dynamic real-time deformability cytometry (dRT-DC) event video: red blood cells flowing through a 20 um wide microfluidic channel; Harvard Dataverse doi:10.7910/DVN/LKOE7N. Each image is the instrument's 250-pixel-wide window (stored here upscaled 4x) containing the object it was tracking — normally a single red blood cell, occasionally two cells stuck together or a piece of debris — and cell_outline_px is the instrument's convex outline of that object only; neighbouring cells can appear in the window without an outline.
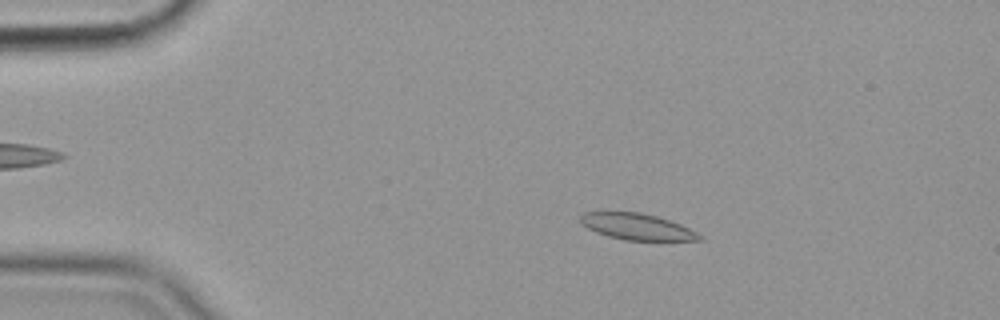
{"species": "common noctule bat (a hibernating species)", "species_latin": "Nyctalus noctula", "temperature_condition": "cold", "stored_images_in_passage": 56, "camera_frame_rate_fps": 3000, "um_per_image_px": 0.085, "animal": {"sex": "female", "body_mass_g": 19.9}, "frame": {"image": 1, "passage_image": 10, "time_ms": 3.0, "image_size_px": [1000, 320], "cell_outline_px": [[704, 240], [624, 240], [608, 236], [596, 232], [580, 224], [576, 216], [584, 212], [640, 212], [656, 216], [680, 224], [704, 236]], "centroid_in_image_um": [54.09, 19.26], "position_along_channel_um": 30.9, "area_um2": 18.32}}
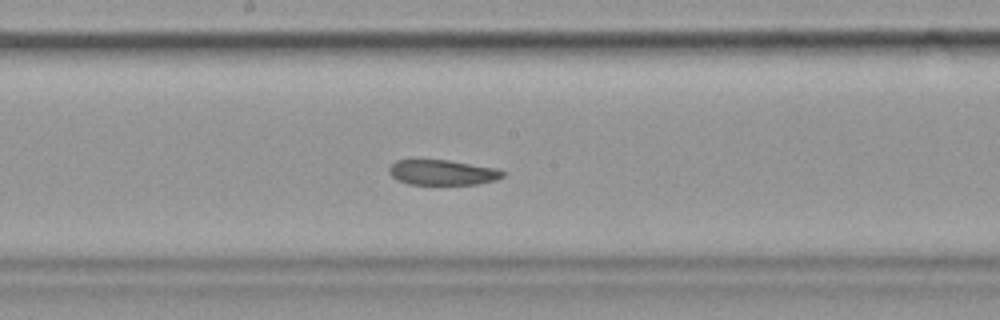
{"frame": {"image": 2, "passage_image": 30, "time_ms": 9.667, "image_size_px": [1000, 320], "cell_outline_px": [[504, 176], [496, 180], [476, 184], [408, 184], [396, 180], [388, 172], [388, 168], [396, 160], [412, 156], [448, 160], [496, 168], [504, 172]], "centroid_in_image_um": [37.5, 14.61], "position_along_channel_um": 210.7, "area_um2": 17.4}}
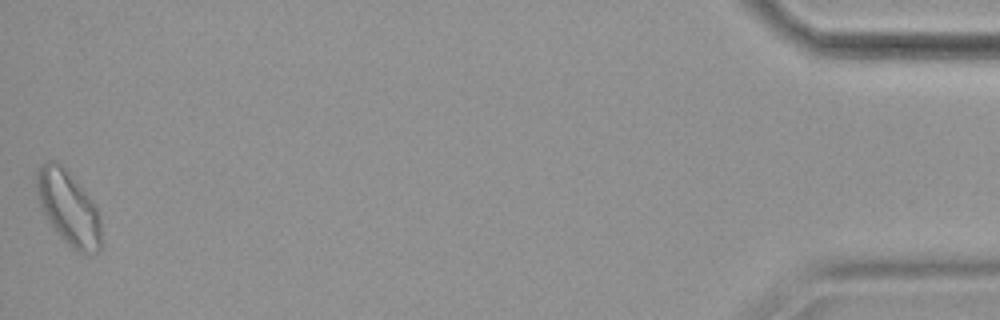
{"frame": {"image": 3, "passage_image": 56, "time_ms": 18.333, "image_size_px": [1000, 320], "cell_outline_px": [[104, 244], [100, 252], [80, 252], [72, 248], [56, 232], [40, 208], [36, 192], [36, 172], [48, 160], [56, 160], [68, 172], [96, 204], [100, 220]], "centroid_in_image_um": [5.85, 17.7], "position_along_channel_um": 429.4, "area_um2": 28.09}, "authors_computed_cell_mechanics": {"area_um2": 19.363, "velocity_mm_per_s": 3.5487, "shape_relaxation_time_tau1_ms": null, "shape_relaxation_time_tau2_ms": 4.7877, "deformation_change_tau1": null, "deformation_change_tau2": 0.1304}}